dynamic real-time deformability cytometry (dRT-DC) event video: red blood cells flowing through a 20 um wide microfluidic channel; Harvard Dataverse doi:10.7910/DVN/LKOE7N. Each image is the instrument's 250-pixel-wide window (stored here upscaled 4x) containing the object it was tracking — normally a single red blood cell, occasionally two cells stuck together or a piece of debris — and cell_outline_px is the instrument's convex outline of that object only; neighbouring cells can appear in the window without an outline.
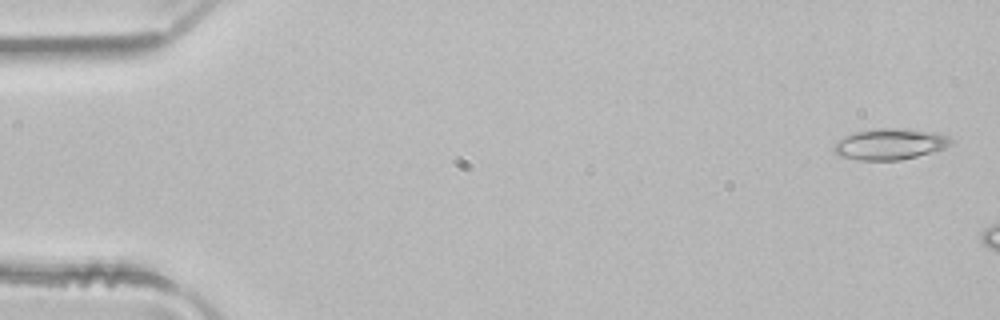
{"species": "common noctule bat (a hibernating species)", "species_latin": "Nyctalus noctula", "temperature_condition": "room temperature", "stored_images_in_passage": 5, "segment_of_instrument_passage": [2, 2], "camera_frame_rate_fps": 3000, "um_per_image_px": 0.085, "animal": {"sex": "male", "body_mass_g": 21.5, "forearm_length_mm": 52.0}, "frame": {"image": 1, "passage_image": 5, "time_ms": 1.333, "image_size_px": [1000, 320], "cell_outline_px": [[952, 144], [944, 148], [916, 156], [900, 160], [860, 160], [840, 156], [832, 148], [832, 144], [836, 140], [852, 132], [872, 128], [904, 128], [940, 132], [948, 136], [952, 140]], "centroid_in_image_um": [75.62, 12.22], "position_along_channel_um": 9.4, "area_um2": 21.56}}